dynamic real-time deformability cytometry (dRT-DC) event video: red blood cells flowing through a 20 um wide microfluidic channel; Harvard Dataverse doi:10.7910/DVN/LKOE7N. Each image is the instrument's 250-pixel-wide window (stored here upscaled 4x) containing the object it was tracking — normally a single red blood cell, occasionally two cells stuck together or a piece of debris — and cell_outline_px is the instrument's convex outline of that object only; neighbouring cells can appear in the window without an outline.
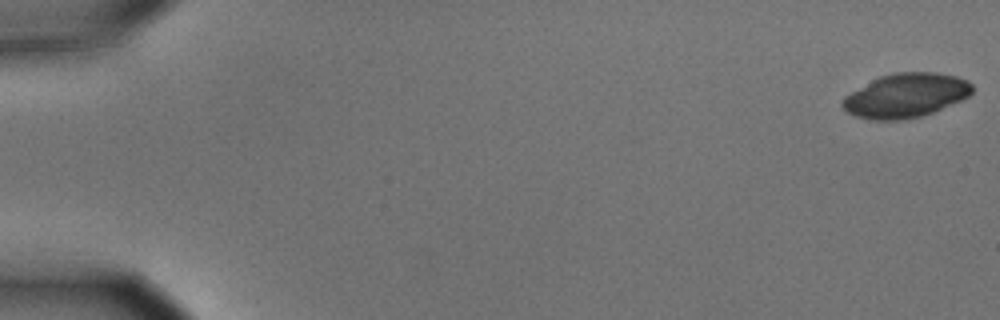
{"species": "common noctule bat (a hibernating species)", "species_latin": "Nyctalus noctula", "temperature_condition": "cold", "stored_images_in_passage": 5, "camera_frame_rate_fps": 3000, "um_per_image_px": 0.085, "animal": {"sex": "male", "body_mass_g": 15.6}, "frame": {"image": 1, "passage_image": 1, "time_ms": 0.0, "image_size_px": [1000, 320], "cell_outline_px": [[972, 92], [968, 96], [960, 100], [932, 112], [920, 116], [904, 120], [872, 120], [856, 116], [848, 112], [840, 104], [844, 96], [872, 80], [880, 76], [896, 72], [936, 72], [956, 76], [968, 80], [972, 84]], "centroid_in_image_um": [76.98, 8.11], "position_along_channel_um": 8.0, "area_um2": 33.18}}